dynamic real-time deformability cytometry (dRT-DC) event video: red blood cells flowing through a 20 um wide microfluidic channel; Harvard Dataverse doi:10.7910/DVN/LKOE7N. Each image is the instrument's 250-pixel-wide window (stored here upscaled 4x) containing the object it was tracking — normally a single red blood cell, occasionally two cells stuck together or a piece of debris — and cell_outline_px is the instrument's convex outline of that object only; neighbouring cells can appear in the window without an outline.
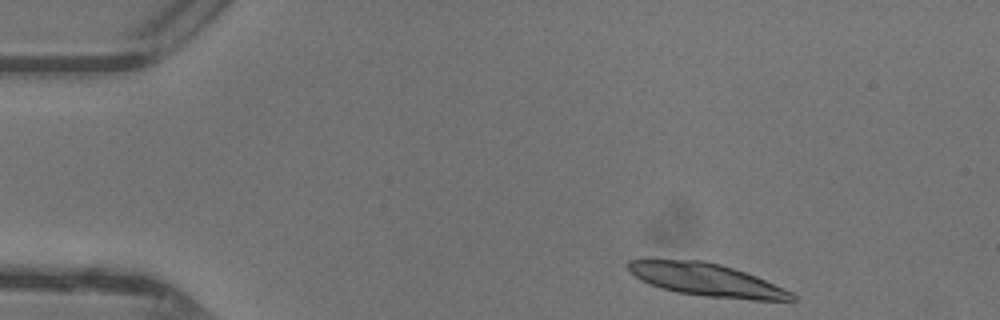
{"species": "common noctule bat (a hibernating species)", "species_latin": "Nyctalus noctula", "temperature_condition": "warm", "stored_images_in_passage": 41, "segment_of_instrument_passage": [1, 2], "camera_frame_rate_fps": 3000, "um_per_image_px": 0.085, "animal": {"sex": "female"}, "frame": {"image": 1, "passage_image": 1, "time_ms": 0.0, "image_size_px": [1000, 320], "cell_outline_px": [[796, 300], [752, 300], [704, 296], [676, 292], [660, 288], [636, 276], [628, 268], [628, 260], [644, 256], [648, 256], [704, 260], [720, 264], [756, 276], [792, 292], [796, 296]], "centroid_in_image_um": [59.96, 23.73], "position_along_channel_um": 25.0, "area_um2": 31.85}}